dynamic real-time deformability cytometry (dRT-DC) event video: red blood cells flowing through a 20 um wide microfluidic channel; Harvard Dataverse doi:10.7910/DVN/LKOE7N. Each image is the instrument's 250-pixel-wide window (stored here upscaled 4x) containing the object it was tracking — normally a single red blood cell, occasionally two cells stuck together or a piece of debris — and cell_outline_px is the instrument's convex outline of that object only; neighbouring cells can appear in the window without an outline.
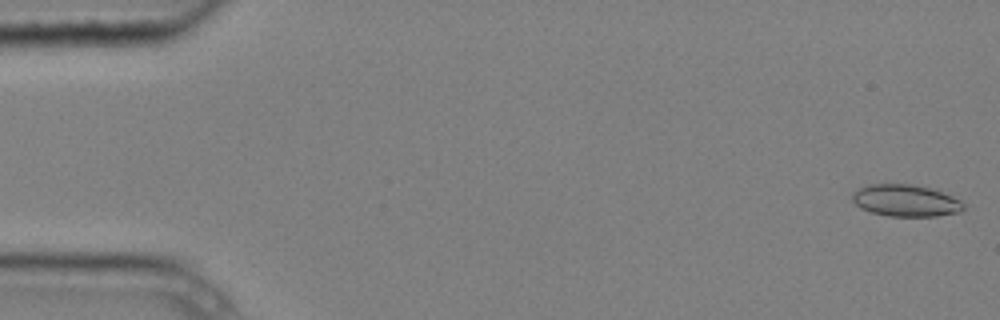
{"species": "common noctule bat (a hibernating species)", "species_latin": "Nyctalus noctula", "temperature_condition": "cold", "stored_images_in_passage": 4, "camera_frame_rate_fps": 3000, "um_per_image_px": 0.085, "animal": {"sex": "male", "body_mass_g": 20.4}, "frame": {"image": 1, "passage_image": 1, "time_ms": 0.0, "image_size_px": [1000, 320], "cell_outline_px": [[964, 208], [960, 212], [936, 216], [888, 216], [872, 212], [860, 208], [852, 200], [852, 192], [868, 184], [912, 184], [928, 188], [940, 192], [960, 200], [964, 204]], "centroid_in_image_um": [76.95, 17.05], "position_along_channel_um": 8.1, "area_um2": 20.46}}
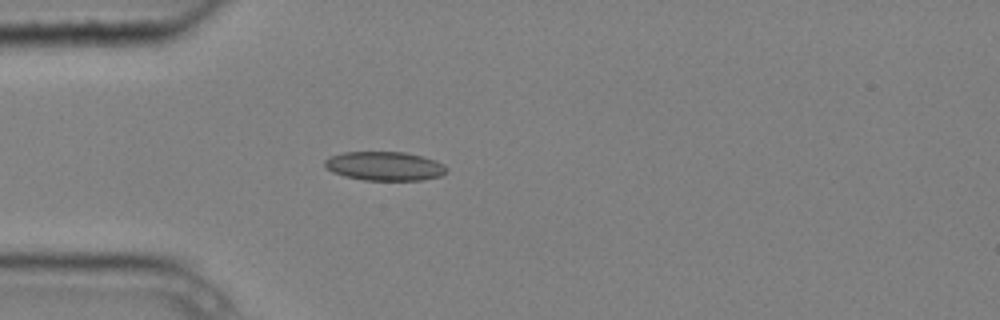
{"frame": {"image": 2, "passage_image": 4, "time_ms": 1.0, "image_size_px": [1000, 320], "cell_outline_px": [[448, 168], [440, 176], [420, 180], [364, 180], [344, 176], [332, 172], [324, 164], [324, 160], [332, 156], [344, 152], [404, 152], [424, 156], [436, 160], [444, 164]], "centroid_in_image_um": [32.71, 14.11], "position_along_channel_um": 52.3, "area_um2": 20.52}}